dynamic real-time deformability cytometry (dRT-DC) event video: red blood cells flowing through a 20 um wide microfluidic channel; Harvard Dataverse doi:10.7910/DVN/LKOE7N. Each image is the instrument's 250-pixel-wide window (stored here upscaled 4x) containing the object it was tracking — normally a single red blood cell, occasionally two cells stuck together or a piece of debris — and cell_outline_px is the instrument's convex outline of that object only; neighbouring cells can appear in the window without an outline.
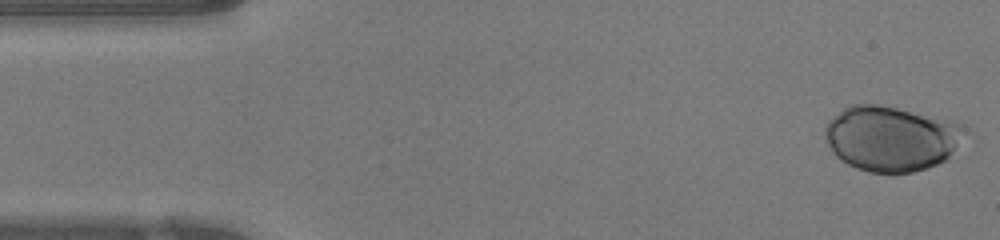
{"species": "human", "species_latin": "Homo sapiens", "temperature_condition": "warm", "stored_images_in_passage": 33, "camera_frame_rate_fps": 3000, "um_per_image_px": 0.085, "donor": {"sex": "female"}, "frame": {"image": 1, "passage_image": 1, "time_ms": 0.0, "image_size_px": [1000, 240], "cell_outline_px": [[968, 128], [948, 156], [944, 160], [928, 168], [912, 172], [892, 176], [868, 172], [856, 168], [840, 160], [832, 152], [824, 136], [824, 128], [828, 120], [832, 116], [844, 108], [852, 104], [876, 104], [956, 120], [964, 124]], "centroid_in_image_um": [75.72, 11.78], "position_along_channel_um": 9.3, "area_um2": 53.75}}
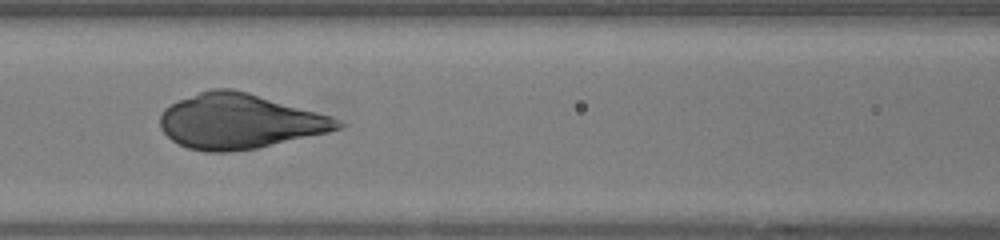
{"frame": {"image": 2, "passage_image": 19, "time_ms": 6.0, "image_size_px": [1000, 240], "cell_outline_px": [[344, 128], [328, 132], [256, 148], [228, 152], [204, 152], [188, 148], [172, 140], [160, 128], [160, 116], [164, 108], [180, 100], [200, 92], [212, 88], [232, 88], [248, 92], [332, 116], [340, 120], [344, 124]], "centroid_in_image_um": [20.36, 10.31], "position_along_channel_um": 146.2, "area_um2": 56.64}}
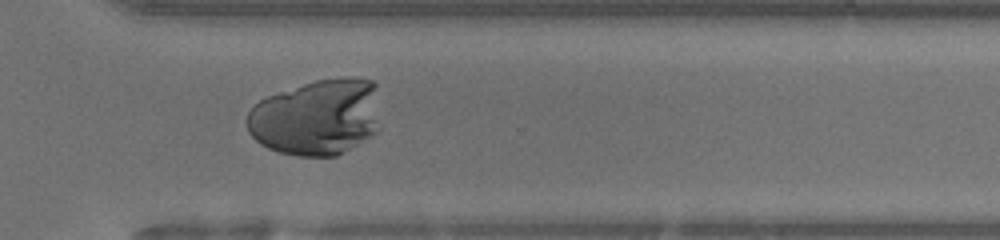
{"frame": {"image": 3, "passage_image": 33, "time_ms": 10.667, "image_size_px": [1000, 240], "cell_outline_px": [[380, 128], [372, 136], [344, 152], [336, 156], [296, 156], [280, 152], [268, 148], [260, 144], [248, 132], [248, 112], [260, 100], [268, 96], [316, 80], [352, 76], [356, 76], [372, 80], [376, 84]], "centroid_in_image_um": [26.97, 9.97], "position_along_channel_um": 343.6, "area_um2": 59.65}}